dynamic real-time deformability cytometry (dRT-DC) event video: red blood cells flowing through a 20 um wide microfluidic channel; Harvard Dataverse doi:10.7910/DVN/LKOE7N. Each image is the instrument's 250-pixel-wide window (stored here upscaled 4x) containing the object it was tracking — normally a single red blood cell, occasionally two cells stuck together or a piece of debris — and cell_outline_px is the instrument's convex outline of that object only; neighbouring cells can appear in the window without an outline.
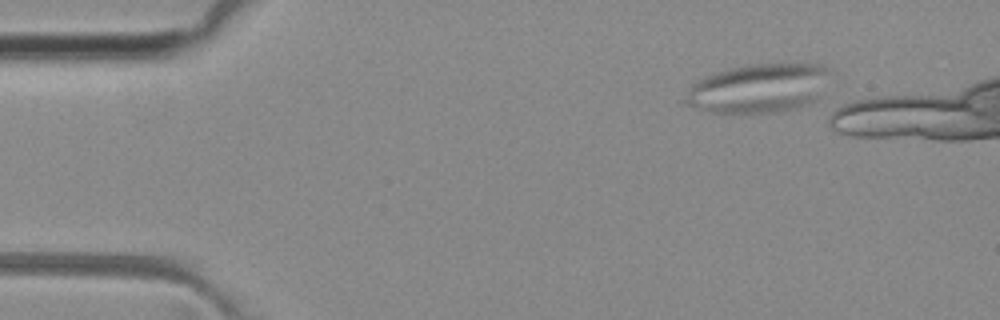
{"species": "common noctule bat (a hibernating species)", "species_latin": "Nyctalus noctula", "temperature_condition": "room temperature", "stored_images_in_passage": 16, "camera_frame_rate_fps": 3000, "um_per_image_px": 0.085, "animal": {"sex": "female", "body_mass_g": 29.2, "forearm_length_mm": 56.3}, "frame": {"image": 1, "passage_image": 3, "time_ms": 0.667, "image_size_px": [1000, 320], "cell_outline_px": [[828, 72], [816, 96], [812, 100], [796, 108], [776, 112], [716, 112], [688, 104], [688, 92], [692, 84], [704, 76], [716, 72], [748, 64], [820, 64], [828, 68]], "centroid_in_image_um": [64.45, 7.48], "position_along_channel_um": 20.5, "area_um2": 39.71}}